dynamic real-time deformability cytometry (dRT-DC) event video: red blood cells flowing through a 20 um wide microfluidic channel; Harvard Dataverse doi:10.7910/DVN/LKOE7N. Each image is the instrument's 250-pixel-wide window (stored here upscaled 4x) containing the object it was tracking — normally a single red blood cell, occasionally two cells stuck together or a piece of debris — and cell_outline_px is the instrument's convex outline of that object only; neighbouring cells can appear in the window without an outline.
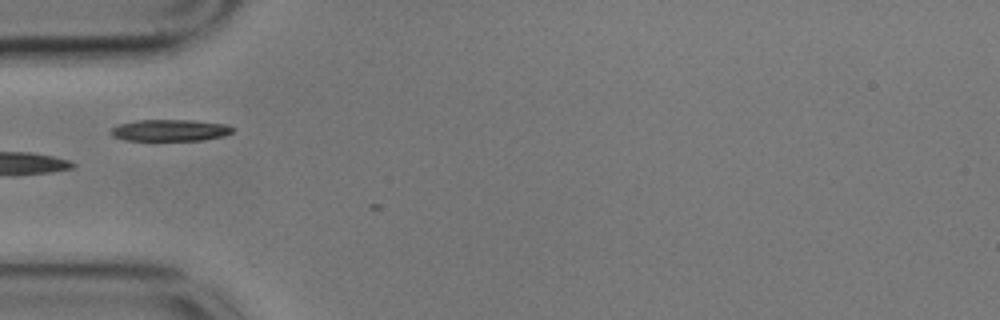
{"species": "common noctule bat (a hibernating species)", "species_latin": "Nyctalus noctula", "temperature_condition": "cold", "stored_images_in_passage": 2, "camera_frame_rate_fps": 3000, "um_per_image_px": 0.085, "animal": {"sex": "male", "body_mass_g": 17.9}, "frame": {"image": 1, "passage_image": 1, "time_ms": 0.0, "image_size_px": [1000, 320], "cell_outline_px": [[236, 128], [232, 132], [224, 136], [204, 140], [124, 140], [112, 136], [108, 132], [112, 128], [120, 124], [136, 120], [192, 120], [228, 124]], "centroid_in_image_um": [14.48, 11.07], "position_along_channel_um": 70.5, "area_um2": 15.49}}